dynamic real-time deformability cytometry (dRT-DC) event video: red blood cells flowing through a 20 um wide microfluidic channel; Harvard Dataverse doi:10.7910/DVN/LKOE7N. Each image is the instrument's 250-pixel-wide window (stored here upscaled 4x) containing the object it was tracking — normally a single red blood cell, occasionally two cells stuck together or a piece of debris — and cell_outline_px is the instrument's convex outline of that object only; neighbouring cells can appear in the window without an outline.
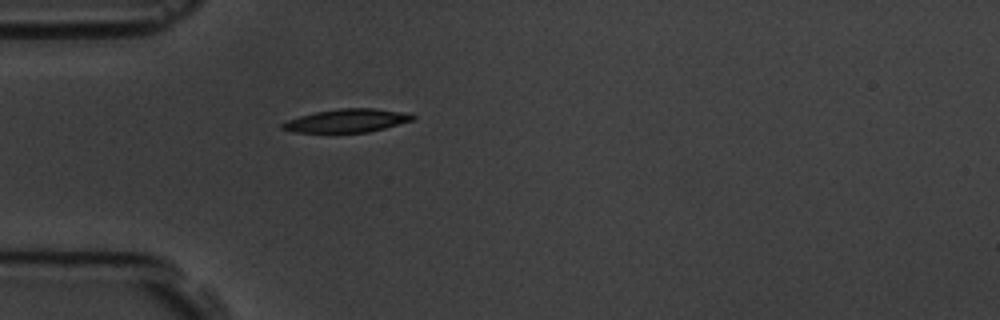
{"species": "common noctule bat (a hibernating species)", "species_latin": "Nyctalus noctula", "temperature_condition": "room temperature", "stored_images_in_passage": 1, "camera_frame_rate_fps": 3000, "um_per_image_px": 0.085, "animal": {"sex": "male", "body_mass_g": 19.5, "forearm_length_mm": 54.6}, "frame": {"image": 1, "passage_image": 1, "time_ms": 0.0, "image_size_px": [1000, 320], "cell_outline_px": [[416, 116], [412, 120], [384, 128], [368, 132], [296, 132], [280, 128], [280, 124], [288, 120], [300, 116], [316, 112], [340, 108], [372, 108], [408, 112]], "centroid_in_image_um": [29.5, 10.24], "position_along_channel_um": 55.5, "area_um2": 17.51}}